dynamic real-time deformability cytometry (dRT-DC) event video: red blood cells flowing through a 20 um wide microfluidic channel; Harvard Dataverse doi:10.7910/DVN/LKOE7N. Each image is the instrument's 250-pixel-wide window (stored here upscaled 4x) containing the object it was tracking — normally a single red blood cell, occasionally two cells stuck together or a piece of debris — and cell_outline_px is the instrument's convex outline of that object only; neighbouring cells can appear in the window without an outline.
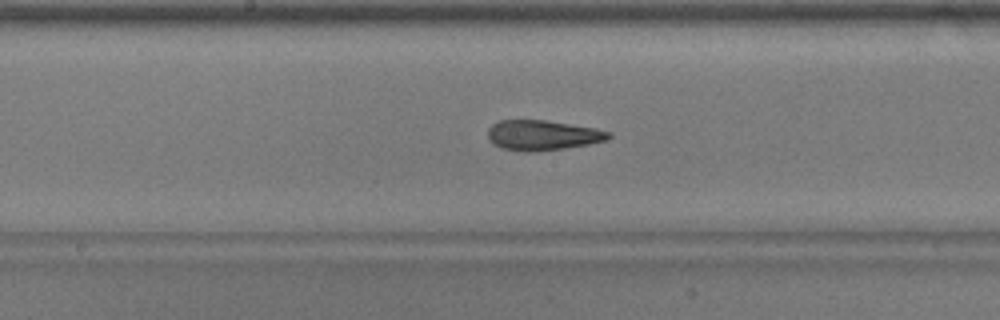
{"species": "common noctule bat (a hibernating species)", "species_latin": "Nyctalus noctula", "temperature_condition": "warm", "stored_images_in_passage": 50, "camera_frame_rate_fps": 3000, "um_per_image_px": 0.085, "animal": {"sex": "male", "body_mass_g": 17.9}, "frame": {"image": 1, "passage_image": 26, "time_ms": 8.333, "image_size_px": [1000, 320], "cell_outline_px": [[612, 136], [608, 140], [588, 144], [564, 148], [532, 152], [524, 152], [500, 148], [488, 136], [488, 128], [492, 124], [500, 120], [544, 120], [596, 128], [612, 132]], "centroid_in_image_um": [46.15, 11.49], "position_along_channel_um": 202.1, "area_um2": 21.15}}
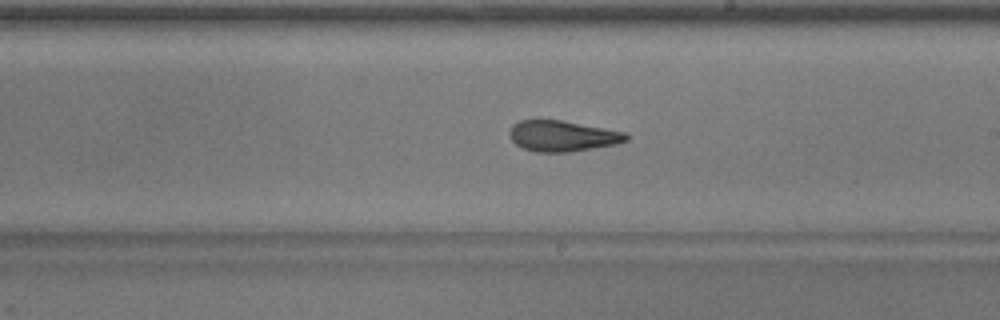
{"frame": {"image": 2, "passage_image": 29, "time_ms": 9.333, "image_size_px": [1000, 320], "cell_outline_px": [[628, 140], [616, 144], [568, 152], [536, 152], [524, 148], [516, 144], [512, 140], [508, 132], [512, 124], [520, 120], [560, 120], [628, 132]], "centroid_in_image_um": [47.81, 11.55], "position_along_channel_um": 241.2, "area_um2": 20.92}}
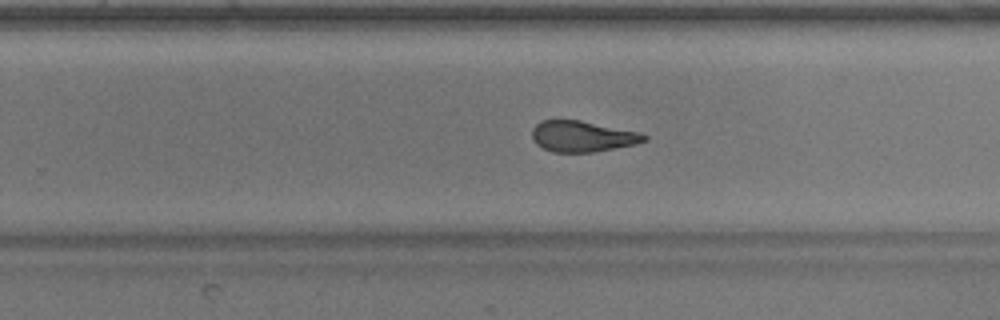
{"frame": {"image": 3, "passage_image": 32, "time_ms": 10.333, "image_size_px": [1000, 320], "cell_outline_px": [[648, 140], [636, 144], [592, 152], [552, 152], [536, 144], [532, 140], [532, 128], [540, 120], [580, 120], [640, 132], [648, 136]], "centroid_in_image_um": [49.5, 11.58], "position_along_channel_um": 280.3, "area_um2": 20.29}}